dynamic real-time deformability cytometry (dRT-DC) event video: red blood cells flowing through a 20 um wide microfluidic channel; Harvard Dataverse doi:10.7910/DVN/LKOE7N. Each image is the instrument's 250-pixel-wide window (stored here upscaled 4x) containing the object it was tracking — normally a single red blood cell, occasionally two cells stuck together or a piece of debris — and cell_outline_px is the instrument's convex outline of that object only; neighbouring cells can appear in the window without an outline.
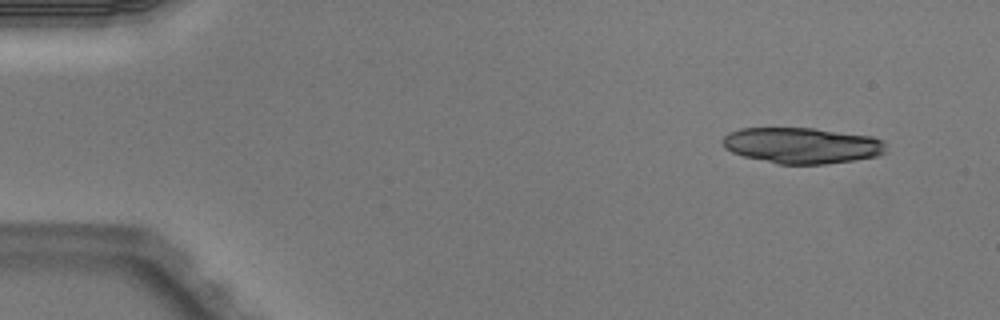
{"species": "Egyptian fruit bat (a non-hibernating species)", "species_latin": "Rousettus aegyptiacus", "temperature_condition": "warm", "stored_images_in_passage": 5, "segment_of_instrument_passage": [2, 2], "camera_frame_rate_fps": 3000, "um_per_image_px": 0.085, "animal": {"sex": "male"}, "frame": {"image": 1, "passage_image": 5, "time_ms": 1.333, "image_size_px": [1000, 320], "cell_outline_px": [[884, 152], [876, 156], [852, 160], [824, 164], [776, 164], [744, 156], [732, 152], [724, 148], [720, 140], [728, 132], [740, 128], [816, 128], [872, 136], [884, 140]], "centroid_in_image_um": [68.11, 12.35], "position_along_channel_um": 16.9, "area_um2": 34.33}}